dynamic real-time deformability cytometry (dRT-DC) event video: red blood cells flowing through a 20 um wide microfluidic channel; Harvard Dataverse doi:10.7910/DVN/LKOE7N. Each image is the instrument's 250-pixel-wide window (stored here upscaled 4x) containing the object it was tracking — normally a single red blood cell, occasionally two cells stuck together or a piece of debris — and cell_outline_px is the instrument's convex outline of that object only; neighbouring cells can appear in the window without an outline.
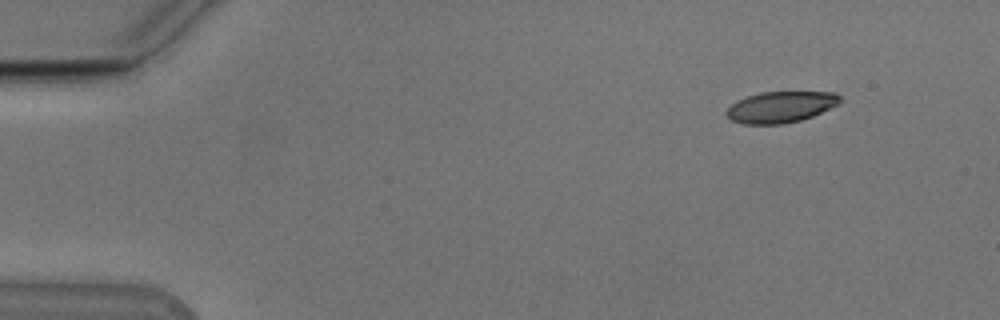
{"species": "Egyptian fruit bat (a non-hibernating species)", "species_latin": "Rousettus aegyptiacus", "temperature_condition": "cold", "stored_images_in_passage": 10, "camera_frame_rate_fps": 3000, "um_per_image_px": 0.085, "animal": {"sex": "male"}, "frame": {"image": 1, "passage_image": 1, "time_ms": 0.0, "image_size_px": [1000, 320], "cell_outline_px": [[840, 104], [812, 116], [800, 120], [784, 124], [744, 124], [732, 120], [724, 112], [736, 100], [760, 92], [836, 92], [840, 96]], "centroid_in_image_um": [66.36, 9.09], "position_along_channel_um": 18.6, "area_um2": 20.63}}